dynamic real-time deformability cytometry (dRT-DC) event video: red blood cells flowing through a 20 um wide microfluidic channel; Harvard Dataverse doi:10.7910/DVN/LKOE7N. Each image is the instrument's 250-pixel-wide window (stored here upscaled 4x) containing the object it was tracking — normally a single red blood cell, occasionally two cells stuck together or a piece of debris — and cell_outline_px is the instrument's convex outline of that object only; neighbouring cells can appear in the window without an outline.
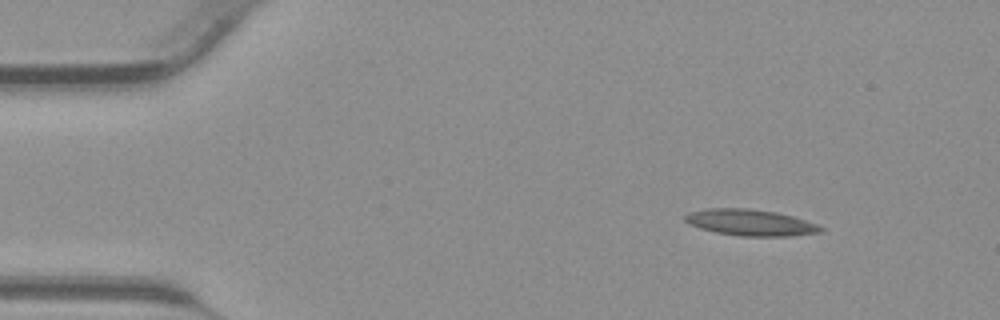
{"species": "common noctule bat (a hibernating species)", "species_latin": "Nyctalus noctula", "temperature_condition": "warm", "stored_images_in_passage": 38, "camera_frame_rate_fps": 3000, "um_per_image_px": 0.085, "animal": {"sex": "male", "body_mass_g": 23.1, "forearm_length_mm": 52.7}, "frame": {"image": 1, "passage_image": 1, "time_ms": 0.0, "image_size_px": [1000, 320], "cell_outline_px": [[824, 232], [792, 236], [740, 236], [716, 232], [700, 228], [688, 224], [684, 220], [684, 216], [688, 212], [708, 208], [748, 208], [776, 212], [792, 216], [816, 224], [824, 228]], "centroid_in_image_um": [63.77, 18.92], "position_along_channel_um": 21.2, "area_um2": 20.87}}
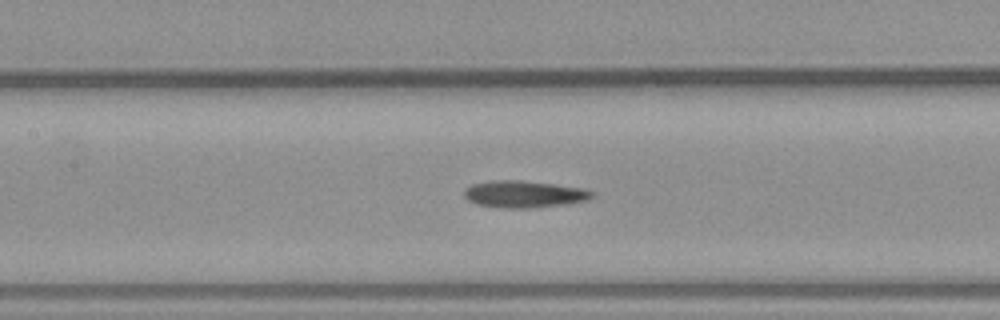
{"frame": {"image": 2, "passage_image": 15, "time_ms": 4.667, "image_size_px": [1000, 320], "cell_outline_px": [[596, 196], [588, 200], [564, 204], [532, 208], [504, 208], [476, 204], [468, 200], [464, 196], [464, 188], [472, 184], [492, 180], [520, 180], [556, 184], [588, 188], [596, 192]], "centroid_in_image_um": [44.61, 16.49], "position_along_channel_um": 162.8, "area_um2": 20.46}}
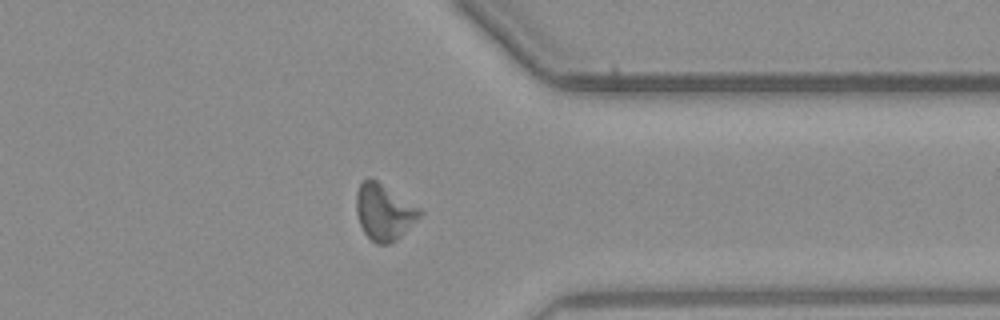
{"frame": {"image": 3, "passage_image": 29, "time_ms": 9.333, "image_size_px": [1000, 320], "cell_outline_px": [[424, 212], [396, 240], [388, 244], [376, 244], [364, 232], [360, 224], [356, 212], [356, 192], [360, 184], [368, 176], [376, 180], [424, 208]], "centroid_in_image_um": [32.67, 17.99], "position_along_channel_um": 378.7, "area_um2": 20.98}}